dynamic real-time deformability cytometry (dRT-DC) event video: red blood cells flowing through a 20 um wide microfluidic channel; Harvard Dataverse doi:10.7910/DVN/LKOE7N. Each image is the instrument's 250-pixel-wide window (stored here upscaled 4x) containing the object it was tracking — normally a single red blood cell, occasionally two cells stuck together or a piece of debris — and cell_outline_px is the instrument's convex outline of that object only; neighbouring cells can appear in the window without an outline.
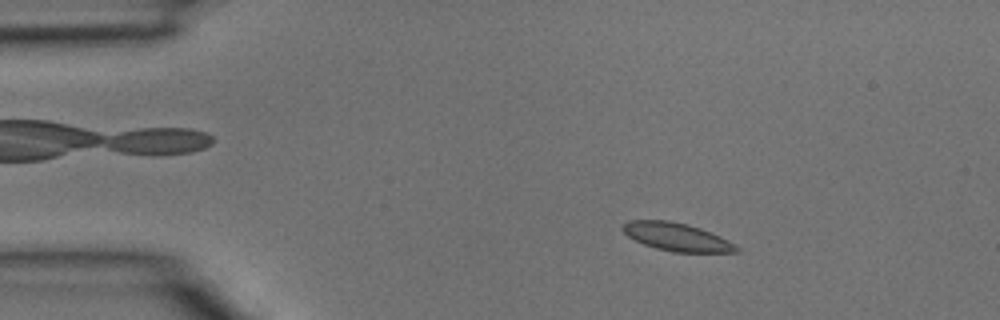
{"species": "common noctule bat (a hibernating species)", "species_latin": "Nyctalus noctula", "temperature_condition": "room temperature", "stored_images_in_passage": 2, "camera_frame_rate_fps": 3000, "um_per_image_px": 0.085, "animal": {"sex": "male", "body_mass_g": 15.6}, "frame": {"image": 1, "passage_image": 1, "time_ms": 0.0, "image_size_px": [1000, 320], "cell_outline_px": [[740, 252], [672, 252], [656, 248], [644, 244], [628, 236], [620, 228], [628, 220], [668, 220], [688, 224], [700, 228], [720, 236], [728, 240], [740, 248]], "centroid_in_image_um": [57.52, 20.13], "position_along_channel_um": 27.5, "area_um2": 18.55}}